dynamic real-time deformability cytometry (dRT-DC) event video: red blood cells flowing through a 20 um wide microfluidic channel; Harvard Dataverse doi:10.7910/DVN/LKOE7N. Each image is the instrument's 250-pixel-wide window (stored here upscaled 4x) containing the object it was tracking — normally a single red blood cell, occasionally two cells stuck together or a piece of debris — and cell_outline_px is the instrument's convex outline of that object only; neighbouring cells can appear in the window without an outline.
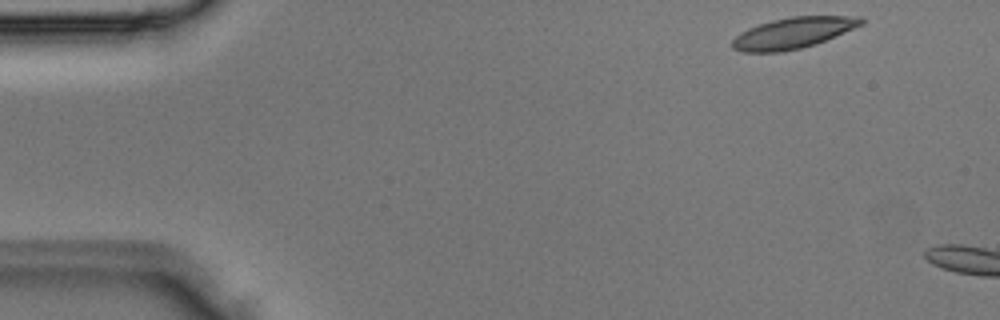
{"species": "Egyptian fruit bat (a non-hibernating species)", "species_latin": "Rousettus aegyptiacus", "temperature_condition": "room temperature", "stored_images_in_passage": 2, "camera_frame_rate_fps": 3000, "um_per_image_px": 0.085, "animal": {"sex": "male"}, "frame": {"image": 1, "passage_image": 1, "time_ms": 0.0, "image_size_px": [1000, 320], "cell_outline_px": [[864, 24], [816, 44], [800, 48], [780, 52], [740, 52], [732, 48], [732, 40], [740, 32], [748, 28], [772, 20], [792, 16], [860, 16], [864, 20]], "centroid_in_image_um": [67.41, 2.8], "position_along_channel_um": 17.6, "area_um2": 23.29}}